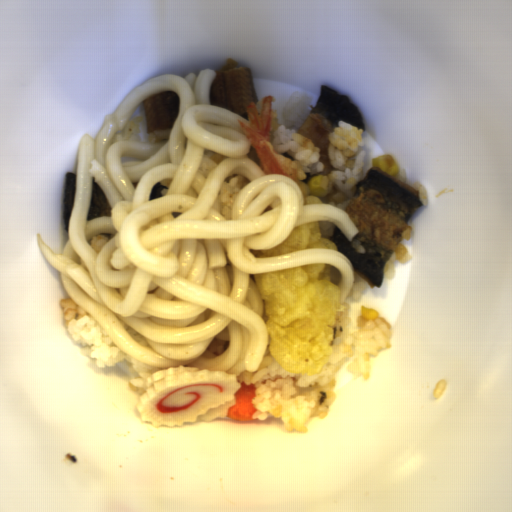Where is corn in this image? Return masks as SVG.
Returning <instances> with one entry per match:
<instances>
[{
    "label": "corn",
    "instance_id": "2",
    "mask_svg": "<svg viewBox=\"0 0 512 512\" xmlns=\"http://www.w3.org/2000/svg\"><path fill=\"white\" fill-rule=\"evenodd\" d=\"M372 166L378 168L393 178L399 172L397 161L395 160L394 156L389 153L373 157Z\"/></svg>",
    "mask_w": 512,
    "mask_h": 512
},
{
    "label": "corn",
    "instance_id": "3",
    "mask_svg": "<svg viewBox=\"0 0 512 512\" xmlns=\"http://www.w3.org/2000/svg\"><path fill=\"white\" fill-rule=\"evenodd\" d=\"M360 311L362 318H364L365 320H371L378 316V312L376 309L365 307L363 305L361 306Z\"/></svg>",
    "mask_w": 512,
    "mask_h": 512
},
{
    "label": "corn",
    "instance_id": "1",
    "mask_svg": "<svg viewBox=\"0 0 512 512\" xmlns=\"http://www.w3.org/2000/svg\"><path fill=\"white\" fill-rule=\"evenodd\" d=\"M296 184L303 194L304 205H323V198L329 196L332 191L331 179L328 175H317Z\"/></svg>",
    "mask_w": 512,
    "mask_h": 512
}]
</instances>
